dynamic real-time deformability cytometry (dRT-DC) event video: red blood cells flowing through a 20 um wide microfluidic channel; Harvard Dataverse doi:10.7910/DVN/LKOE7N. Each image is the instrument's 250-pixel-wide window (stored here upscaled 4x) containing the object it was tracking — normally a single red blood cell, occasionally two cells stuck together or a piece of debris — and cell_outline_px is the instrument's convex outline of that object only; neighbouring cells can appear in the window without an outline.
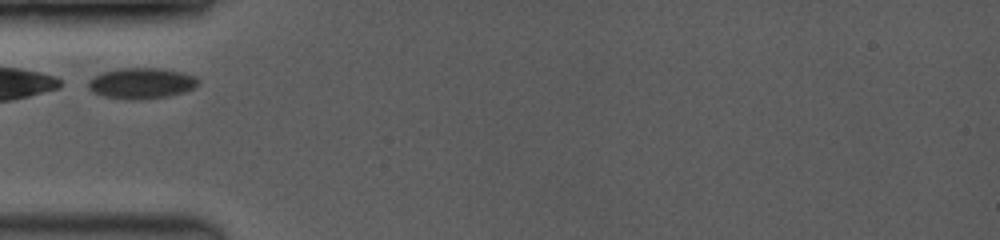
{"species": "common noctule bat (a hibernating species)", "species_latin": "Nyctalus noctula", "temperature_condition": "room temperature", "stored_images_in_passage": 8, "camera_frame_rate_fps": 3500, "um_per_image_px": 0.085, "animal": {"sex": "female", "body_mass_g": 19.0, "forearm_length_mm": 53.3}, "frame": {"image": 1, "passage_image": 1, "time_ms": 0.0, "image_size_px": [1000, 240], "cell_outline_px": [[200, 80], [192, 88], [184, 92], [168, 96], [132, 100], [104, 96], [92, 92], [88, 88], [88, 80], [104, 72], [116, 68], [160, 68], [180, 72], [196, 76]], "centroid_in_image_um": [12.01, 7.07], "position_along_channel_um": 73.0, "area_um2": 19.59}}
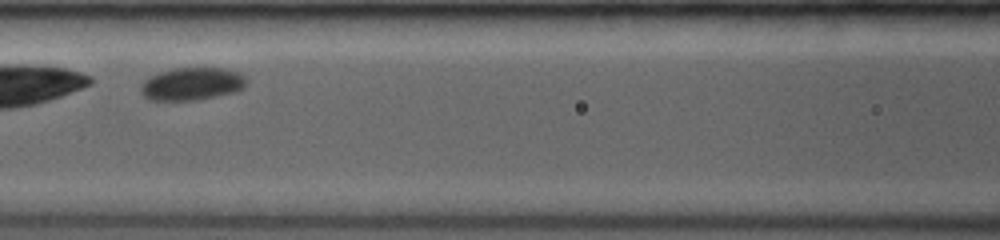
{"frame": {"image": 2, "passage_image": 5, "time_ms": 2.0, "image_size_px": [1000, 240], "cell_outline_px": [[248, 80], [244, 88], [232, 92], [200, 100], [148, 100], [140, 92], [140, 84], [148, 76], [160, 72], [176, 68], [224, 68], [240, 72]], "centroid_in_image_um": [16.3, 7.13], "position_along_channel_um": 150.3, "area_um2": 20.35}}
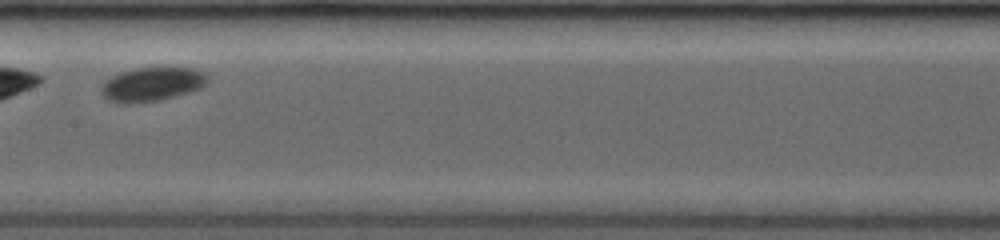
{"frame": {"image": 3, "passage_image": 7, "time_ms": 3.143, "image_size_px": [1000, 240], "cell_outline_px": [[208, 80], [200, 88], [188, 92], [156, 100], [124, 104], [108, 100], [100, 92], [100, 88], [112, 76], [120, 72], [136, 68], [192, 68], [204, 72], [208, 76]], "centroid_in_image_um": [12.9, 7.15], "position_along_channel_um": 194.5, "area_um2": 20.58}}